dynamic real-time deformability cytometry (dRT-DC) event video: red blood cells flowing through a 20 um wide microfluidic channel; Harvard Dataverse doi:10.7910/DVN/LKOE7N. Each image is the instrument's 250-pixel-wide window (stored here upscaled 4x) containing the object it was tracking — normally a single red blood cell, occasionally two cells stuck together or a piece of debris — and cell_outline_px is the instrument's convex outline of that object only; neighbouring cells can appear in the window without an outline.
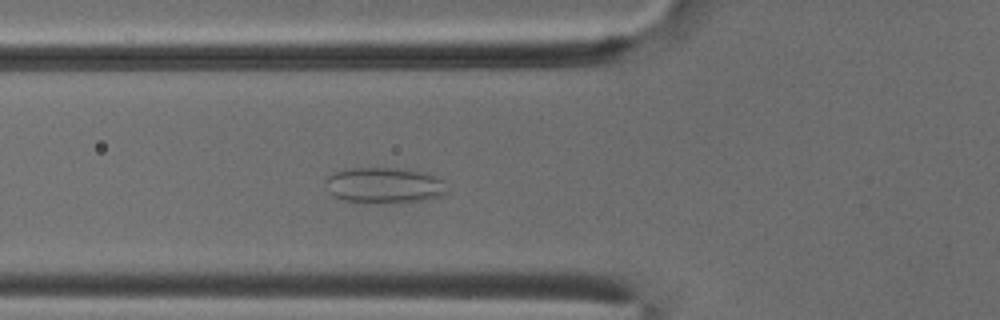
{"species": "common noctule bat (a hibernating species)", "species_latin": "Nyctalus noctula", "temperature_condition": "cold", "stored_images_in_passage": 51, "camera_frame_rate_fps": 3000, "um_per_image_px": 0.085, "animal": {"sex": "male", "body_mass_g": 18.8}, "frame": {"image": 1, "passage_image": 18, "time_ms": 5.667, "image_size_px": [1000, 320], "cell_outline_px": [[448, 192], [440, 196], [420, 200], [376, 204], [368, 204], [344, 200], [332, 196], [328, 192], [324, 180], [328, 176], [336, 172], [348, 168], [396, 168], [428, 172], [444, 180]], "centroid_in_image_um": [32.65, 15.76], "position_along_channel_um": 93.2, "area_um2": 25.78}}
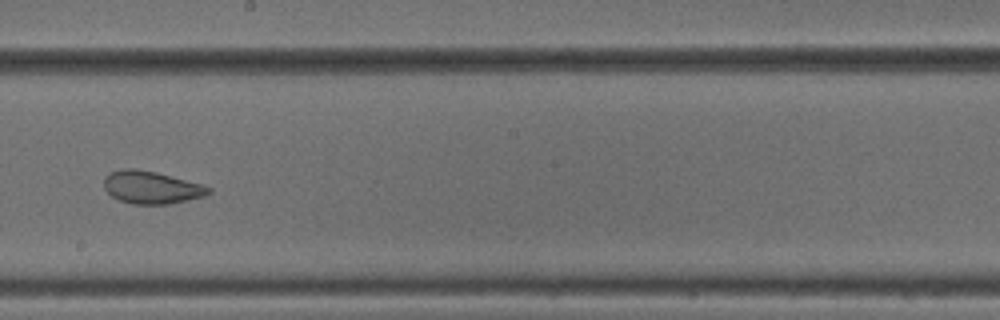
{"frame": {"image": 2, "passage_image": 29, "time_ms": 9.333, "image_size_px": [1000, 320], "cell_outline_px": [[212, 192], [204, 196], [168, 204], [132, 204], [120, 200], [112, 196], [104, 188], [104, 176], [112, 172], [124, 168], [136, 168], [156, 172], [200, 184], [212, 188]], "centroid_in_image_um": [12.85, 15.92], "position_along_channel_um": 235.3, "area_um2": 19.71}}
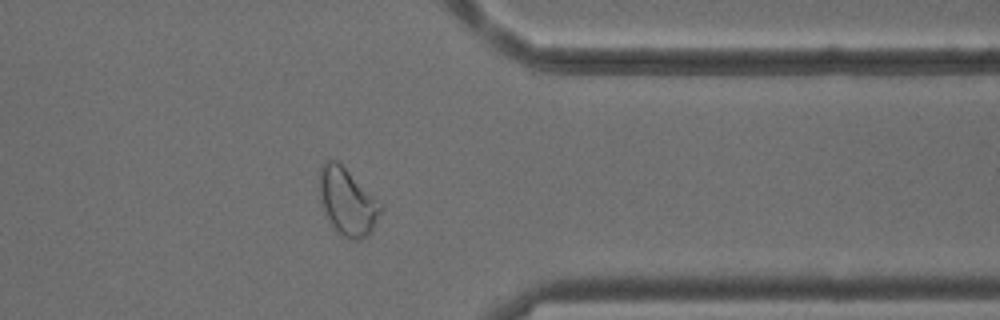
{"frame": {"image": 3, "passage_image": 41, "time_ms": 13.333, "image_size_px": [1000, 320], "cell_outline_px": [[384, 204], [372, 232], [368, 236], [360, 240], [352, 240], [344, 236], [332, 224], [320, 200], [320, 168], [324, 160], [336, 160]], "centroid_in_image_um": [29.57, 17.14], "position_along_channel_um": 381.8, "area_um2": 23.64}, "authors_computed_cell_mechanics": {"area_um2": 25.7788, "velocity_mm_per_s": 3.8596, "shape_relaxation_time_tau1_ms": null, "shape_relaxation_time_tau2_ms": 1.048, "deformation_change_tau1": null, "deformation_change_tau2": 0.0676}}